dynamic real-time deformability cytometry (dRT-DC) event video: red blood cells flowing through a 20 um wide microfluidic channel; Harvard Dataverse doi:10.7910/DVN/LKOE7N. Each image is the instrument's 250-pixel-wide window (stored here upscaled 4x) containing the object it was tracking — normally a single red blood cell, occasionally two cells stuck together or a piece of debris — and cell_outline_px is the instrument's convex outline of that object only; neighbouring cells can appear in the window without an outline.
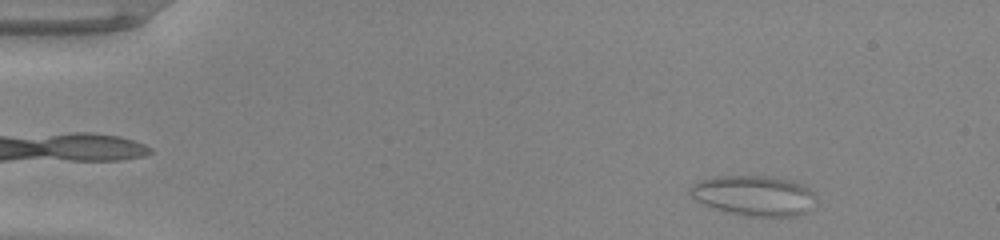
{"species": "common noctule bat (a hibernating species)", "species_latin": "Nyctalus noctula", "temperature_condition": "warm", "stored_images_in_passage": 50, "camera_frame_rate_fps": 3000, "um_per_image_px": 0.085, "animal": {"sex": "male", "body_mass_g": 20.0, "forearm_length_mm": 53.3}, "frame": {"image": 1, "passage_image": 3, "time_ms": 0.667, "image_size_px": [1000, 240], "cell_outline_px": [[816, 200], [808, 212], [796, 216], [744, 216], [716, 208], [704, 204], [696, 200], [688, 192], [688, 188], [692, 184], [716, 176], [764, 176], [788, 180], [800, 184], [808, 188], [816, 196]], "centroid_in_image_um": [64.1, 16.63], "position_along_channel_um": 20.9, "area_um2": 29.25}}
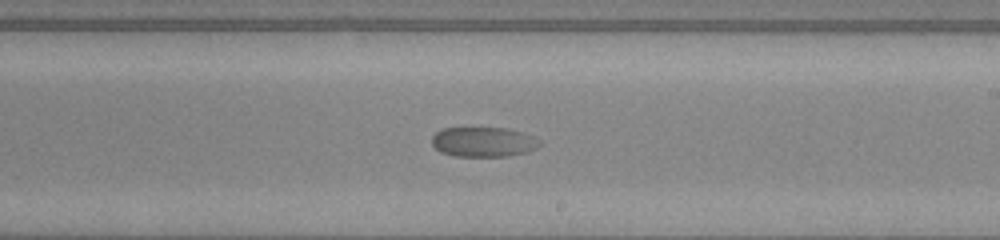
{"frame": {"image": 2, "passage_image": 29, "time_ms": 9.333, "image_size_px": [1000, 240], "cell_outline_px": [[540, 144], [536, 148], [528, 152], [508, 156], [452, 156], [440, 152], [432, 144], [432, 136], [440, 128], [508, 128], [532, 136], [540, 140]], "centroid_in_image_um": [41.06, 12.07], "position_along_channel_um": 247.9, "area_um2": 18.79}}
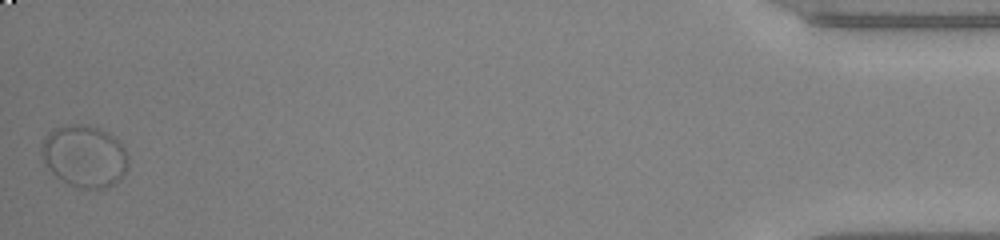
{"frame": {"image": 3, "passage_image": 50, "time_ms": 16.333, "image_size_px": [1000, 240], "cell_outline_px": [[128, 168], [124, 176], [120, 180], [108, 188], [80, 188], [68, 184], [56, 176], [48, 168], [40, 152], [40, 148], [44, 136], [52, 128], [64, 124], [88, 124], [108, 132], [120, 140], [128, 156]], "centroid_in_image_um": [7.19, 13.25], "position_along_channel_um": 428.0, "area_um2": 32.02}}